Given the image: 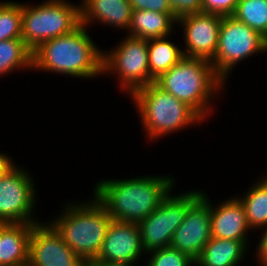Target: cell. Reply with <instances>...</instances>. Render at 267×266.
Returning a JSON list of instances; mask_svg holds the SVG:
<instances>
[{"label": "cell", "instance_id": "cell-1", "mask_svg": "<svg viewBox=\"0 0 267 266\" xmlns=\"http://www.w3.org/2000/svg\"><path fill=\"white\" fill-rule=\"evenodd\" d=\"M131 178L100 180L95 184L92 196L112 220L138 224L175 189L176 182L170 175Z\"/></svg>", "mask_w": 267, "mask_h": 266}, {"label": "cell", "instance_id": "cell-2", "mask_svg": "<svg viewBox=\"0 0 267 266\" xmlns=\"http://www.w3.org/2000/svg\"><path fill=\"white\" fill-rule=\"evenodd\" d=\"M86 29L80 25L70 34L43 42L33 51V70L79 79L103 75V51Z\"/></svg>", "mask_w": 267, "mask_h": 266}, {"label": "cell", "instance_id": "cell-3", "mask_svg": "<svg viewBox=\"0 0 267 266\" xmlns=\"http://www.w3.org/2000/svg\"><path fill=\"white\" fill-rule=\"evenodd\" d=\"M154 83L192 107L204 120L213 112L212 100L226 86L209 60L185 56Z\"/></svg>", "mask_w": 267, "mask_h": 266}, {"label": "cell", "instance_id": "cell-4", "mask_svg": "<svg viewBox=\"0 0 267 266\" xmlns=\"http://www.w3.org/2000/svg\"><path fill=\"white\" fill-rule=\"evenodd\" d=\"M91 198L66 203L63 212L48 221L84 263L96 259L112 221L107 210Z\"/></svg>", "mask_w": 267, "mask_h": 266}, {"label": "cell", "instance_id": "cell-5", "mask_svg": "<svg viewBox=\"0 0 267 266\" xmlns=\"http://www.w3.org/2000/svg\"><path fill=\"white\" fill-rule=\"evenodd\" d=\"M130 97L140 114L145 136L152 142L205 121L192 107L155 83L136 90Z\"/></svg>", "mask_w": 267, "mask_h": 266}, {"label": "cell", "instance_id": "cell-6", "mask_svg": "<svg viewBox=\"0 0 267 266\" xmlns=\"http://www.w3.org/2000/svg\"><path fill=\"white\" fill-rule=\"evenodd\" d=\"M45 0L22 3V39L34 51L43 42L72 33L81 25L80 3Z\"/></svg>", "mask_w": 267, "mask_h": 266}, {"label": "cell", "instance_id": "cell-7", "mask_svg": "<svg viewBox=\"0 0 267 266\" xmlns=\"http://www.w3.org/2000/svg\"><path fill=\"white\" fill-rule=\"evenodd\" d=\"M124 38L113 49L103 50V76L117 74L120 92L125 90L131 96L155 79L149 70L148 40L127 34Z\"/></svg>", "mask_w": 267, "mask_h": 266}, {"label": "cell", "instance_id": "cell-8", "mask_svg": "<svg viewBox=\"0 0 267 266\" xmlns=\"http://www.w3.org/2000/svg\"><path fill=\"white\" fill-rule=\"evenodd\" d=\"M258 53H267V39L233 16L222 17L218 47L210 61L216 74L227 83L234 66Z\"/></svg>", "mask_w": 267, "mask_h": 266}, {"label": "cell", "instance_id": "cell-9", "mask_svg": "<svg viewBox=\"0 0 267 266\" xmlns=\"http://www.w3.org/2000/svg\"><path fill=\"white\" fill-rule=\"evenodd\" d=\"M168 195L145 219L138 223L145 253L170 247L174 232L185 219L188 209L201 197L202 190Z\"/></svg>", "mask_w": 267, "mask_h": 266}, {"label": "cell", "instance_id": "cell-10", "mask_svg": "<svg viewBox=\"0 0 267 266\" xmlns=\"http://www.w3.org/2000/svg\"><path fill=\"white\" fill-rule=\"evenodd\" d=\"M25 170L15 164L0 178V221L30 224L41 222L33 217L38 190L35 189L31 174Z\"/></svg>", "mask_w": 267, "mask_h": 266}, {"label": "cell", "instance_id": "cell-11", "mask_svg": "<svg viewBox=\"0 0 267 266\" xmlns=\"http://www.w3.org/2000/svg\"><path fill=\"white\" fill-rule=\"evenodd\" d=\"M27 266H85L49 222L34 224Z\"/></svg>", "mask_w": 267, "mask_h": 266}, {"label": "cell", "instance_id": "cell-12", "mask_svg": "<svg viewBox=\"0 0 267 266\" xmlns=\"http://www.w3.org/2000/svg\"><path fill=\"white\" fill-rule=\"evenodd\" d=\"M205 191L188 209L174 232L170 247L196 260L211 239L210 199Z\"/></svg>", "mask_w": 267, "mask_h": 266}, {"label": "cell", "instance_id": "cell-13", "mask_svg": "<svg viewBox=\"0 0 267 266\" xmlns=\"http://www.w3.org/2000/svg\"><path fill=\"white\" fill-rule=\"evenodd\" d=\"M222 16L210 13H195L177 20L183 28L185 57L203 58L211 61L218 47L219 30Z\"/></svg>", "mask_w": 267, "mask_h": 266}, {"label": "cell", "instance_id": "cell-14", "mask_svg": "<svg viewBox=\"0 0 267 266\" xmlns=\"http://www.w3.org/2000/svg\"><path fill=\"white\" fill-rule=\"evenodd\" d=\"M145 255L138 224L112 220L97 260L135 265Z\"/></svg>", "mask_w": 267, "mask_h": 266}, {"label": "cell", "instance_id": "cell-15", "mask_svg": "<svg viewBox=\"0 0 267 266\" xmlns=\"http://www.w3.org/2000/svg\"><path fill=\"white\" fill-rule=\"evenodd\" d=\"M210 199L211 237L249 241L246 212L237 196L221 201L215 207Z\"/></svg>", "mask_w": 267, "mask_h": 266}, {"label": "cell", "instance_id": "cell-16", "mask_svg": "<svg viewBox=\"0 0 267 266\" xmlns=\"http://www.w3.org/2000/svg\"><path fill=\"white\" fill-rule=\"evenodd\" d=\"M80 2L81 25L89 27L95 22L128 31L133 10L129 0H81Z\"/></svg>", "mask_w": 267, "mask_h": 266}, {"label": "cell", "instance_id": "cell-17", "mask_svg": "<svg viewBox=\"0 0 267 266\" xmlns=\"http://www.w3.org/2000/svg\"><path fill=\"white\" fill-rule=\"evenodd\" d=\"M34 224L11 223L0 240V266H27L29 241Z\"/></svg>", "mask_w": 267, "mask_h": 266}, {"label": "cell", "instance_id": "cell-18", "mask_svg": "<svg viewBox=\"0 0 267 266\" xmlns=\"http://www.w3.org/2000/svg\"><path fill=\"white\" fill-rule=\"evenodd\" d=\"M249 242L211 237L195 266H238L248 254Z\"/></svg>", "mask_w": 267, "mask_h": 266}, {"label": "cell", "instance_id": "cell-19", "mask_svg": "<svg viewBox=\"0 0 267 266\" xmlns=\"http://www.w3.org/2000/svg\"><path fill=\"white\" fill-rule=\"evenodd\" d=\"M175 24L177 19L173 13L132 10L128 36L147 40L170 36Z\"/></svg>", "mask_w": 267, "mask_h": 266}, {"label": "cell", "instance_id": "cell-20", "mask_svg": "<svg viewBox=\"0 0 267 266\" xmlns=\"http://www.w3.org/2000/svg\"><path fill=\"white\" fill-rule=\"evenodd\" d=\"M171 36L148 40V64L150 75L157 79L176 65L183 57L182 49L172 41Z\"/></svg>", "mask_w": 267, "mask_h": 266}, {"label": "cell", "instance_id": "cell-21", "mask_svg": "<svg viewBox=\"0 0 267 266\" xmlns=\"http://www.w3.org/2000/svg\"><path fill=\"white\" fill-rule=\"evenodd\" d=\"M20 68L33 70V51L22 38L0 41V77Z\"/></svg>", "mask_w": 267, "mask_h": 266}, {"label": "cell", "instance_id": "cell-22", "mask_svg": "<svg viewBox=\"0 0 267 266\" xmlns=\"http://www.w3.org/2000/svg\"><path fill=\"white\" fill-rule=\"evenodd\" d=\"M251 186L243 197H237L245 208L247 223L254 231L267 225V183L260 178Z\"/></svg>", "mask_w": 267, "mask_h": 266}, {"label": "cell", "instance_id": "cell-23", "mask_svg": "<svg viewBox=\"0 0 267 266\" xmlns=\"http://www.w3.org/2000/svg\"><path fill=\"white\" fill-rule=\"evenodd\" d=\"M232 16L267 39V0H239Z\"/></svg>", "mask_w": 267, "mask_h": 266}, {"label": "cell", "instance_id": "cell-24", "mask_svg": "<svg viewBox=\"0 0 267 266\" xmlns=\"http://www.w3.org/2000/svg\"><path fill=\"white\" fill-rule=\"evenodd\" d=\"M22 38V2L0 3V41Z\"/></svg>", "mask_w": 267, "mask_h": 266}, {"label": "cell", "instance_id": "cell-25", "mask_svg": "<svg viewBox=\"0 0 267 266\" xmlns=\"http://www.w3.org/2000/svg\"><path fill=\"white\" fill-rule=\"evenodd\" d=\"M146 266H195V260L172 247H165L147 253Z\"/></svg>", "mask_w": 267, "mask_h": 266}, {"label": "cell", "instance_id": "cell-26", "mask_svg": "<svg viewBox=\"0 0 267 266\" xmlns=\"http://www.w3.org/2000/svg\"><path fill=\"white\" fill-rule=\"evenodd\" d=\"M239 0H202V12L232 16Z\"/></svg>", "mask_w": 267, "mask_h": 266}, {"label": "cell", "instance_id": "cell-27", "mask_svg": "<svg viewBox=\"0 0 267 266\" xmlns=\"http://www.w3.org/2000/svg\"><path fill=\"white\" fill-rule=\"evenodd\" d=\"M173 15L179 18L202 12V0H168Z\"/></svg>", "mask_w": 267, "mask_h": 266}, {"label": "cell", "instance_id": "cell-28", "mask_svg": "<svg viewBox=\"0 0 267 266\" xmlns=\"http://www.w3.org/2000/svg\"><path fill=\"white\" fill-rule=\"evenodd\" d=\"M133 10L173 13L168 0H129Z\"/></svg>", "mask_w": 267, "mask_h": 266}, {"label": "cell", "instance_id": "cell-29", "mask_svg": "<svg viewBox=\"0 0 267 266\" xmlns=\"http://www.w3.org/2000/svg\"><path fill=\"white\" fill-rule=\"evenodd\" d=\"M262 229L263 233L261 234L260 240L258 245H256V256H262V255H267V225L263 226L262 228L259 229V231Z\"/></svg>", "mask_w": 267, "mask_h": 266}, {"label": "cell", "instance_id": "cell-30", "mask_svg": "<svg viewBox=\"0 0 267 266\" xmlns=\"http://www.w3.org/2000/svg\"><path fill=\"white\" fill-rule=\"evenodd\" d=\"M16 163L14 160L6 155L4 152H0V178L9 171Z\"/></svg>", "mask_w": 267, "mask_h": 266}, {"label": "cell", "instance_id": "cell-31", "mask_svg": "<svg viewBox=\"0 0 267 266\" xmlns=\"http://www.w3.org/2000/svg\"><path fill=\"white\" fill-rule=\"evenodd\" d=\"M85 266H133V265H127L123 263H110V262H102L97 259H93L87 263H85Z\"/></svg>", "mask_w": 267, "mask_h": 266}, {"label": "cell", "instance_id": "cell-32", "mask_svg": "<svg viewBox=\"0 0 267 266\" xmlns=\"http://www.w3.org/2000/svg\"><path fill=\"white\" fill-rule=\"evenodd\" d=\"M259 266H267V255L256 256Z\"/></svg>", "mask_w": 267, "mask_h": 266}, {"label": "cell", "instance_id": "cell-33", "mask_svg": "<svg viewBox=\"0 0 267 266\" xmlns=\"http://www.w3.org/2000/svg\"><path fill=\"white\" fill-rule=\"evenodd\" d=\"M11 223L0 221V240H1V235L3 231L10 225Z\"/></svg>", "mask_w": 267, "mask_h": 266}, {"label": "cell", "instance_id": "cell-34", "mask_svg": "<svg viewBox=\"0 0 267 266\" xmlns=\"http://www.w3.org/2000/svg\"><path fill=\"white\" fill-rule=\"evenodd\" d=\"M261 176H263L261 178L267 183V173H266V176H264V175H261Z\"/></svg>", "mask_w": 267, "mask_h": 266}]
</instances>
